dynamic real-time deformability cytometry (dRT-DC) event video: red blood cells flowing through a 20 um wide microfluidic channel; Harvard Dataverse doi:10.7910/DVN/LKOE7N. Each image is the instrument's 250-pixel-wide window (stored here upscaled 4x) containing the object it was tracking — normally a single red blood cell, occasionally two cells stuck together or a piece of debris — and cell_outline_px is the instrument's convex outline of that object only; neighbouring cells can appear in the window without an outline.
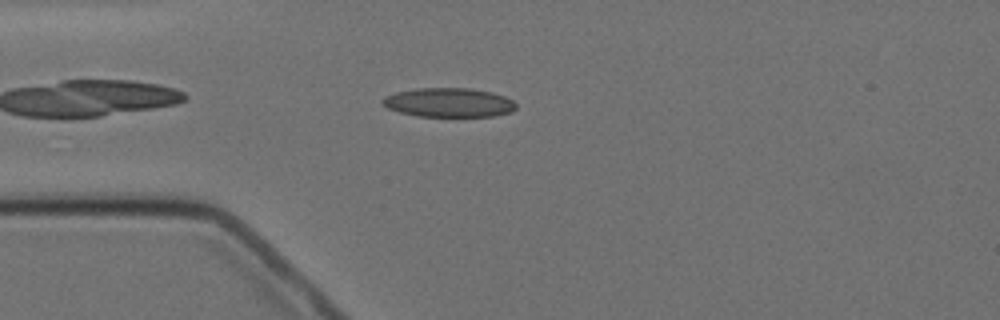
{"species": "Egyptian fruit bat (a non-hibernating species)", "species_latin": "Rousettus aegyptiacus", "temperature_condition": "cold", "stored_images_in_passage": 4, "camera_frame_rate_fps": 3000, "um_per_image_px": 0.085, "animal": {"sex": "female"}, "frame": {"image": 1, "passage_image": 4, "time_ms": 3.333, "image_size_px": [1000, 320], "cell_outline_px": [[516, 108], [512, 112], [496, 116], [416, 116], [400, 112], [388, 108], [380, 104], [380, 100], [384, 96], [396, 92], [416, 88], [468, 88], [492, 92], [504, 96], [512, 100], [516, 104]], "centroid_in_image_um": [38.13, 8.71], "position_along_channel_um": 46.9, "area_um2": 22.83}}